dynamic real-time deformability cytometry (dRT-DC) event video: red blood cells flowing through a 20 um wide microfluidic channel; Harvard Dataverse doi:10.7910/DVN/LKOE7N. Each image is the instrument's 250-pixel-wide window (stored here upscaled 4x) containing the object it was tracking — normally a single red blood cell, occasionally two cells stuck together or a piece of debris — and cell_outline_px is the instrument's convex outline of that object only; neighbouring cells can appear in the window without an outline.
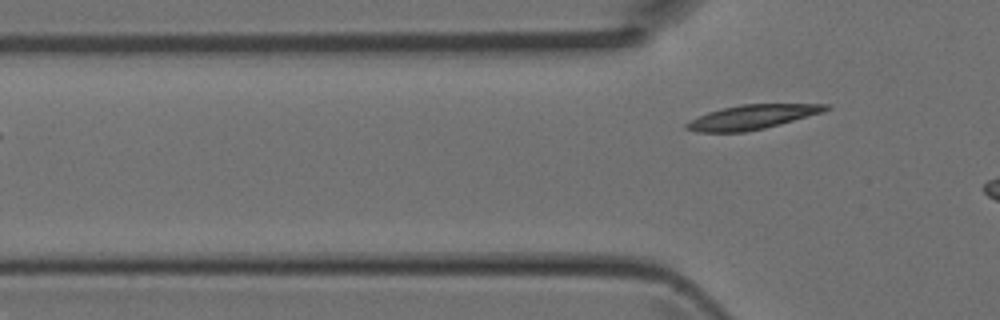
{"species": "Egyptian fruit bat (a non-hibernating species)", "species_latin": "Rousettus aegyptiacus", "temperature_condition": "room temperature", "stored_images_in_passage": 7, "segment_of_instrument_passage": [2, 2], "camera_frame_rate_fps": 3000, "um_per_image_px": 0.085, "animal": {"sex": "female"}, "frame": {"image": 1, "passage_image": 7, "time_ms": 2.0, "image_size_px": [1000, 320], "cell_outline_px": [[832, 108], [824, 112], [780, 124], [764, 128], [744, 132], [696, 132], [684, 128], [684, 124], [708, 112], [740, 104], [828, 104]], "centroid_in_image_um": [63.95, 9.95], "position_along_channel_um": 61.8, "area_um2": 19.65}}